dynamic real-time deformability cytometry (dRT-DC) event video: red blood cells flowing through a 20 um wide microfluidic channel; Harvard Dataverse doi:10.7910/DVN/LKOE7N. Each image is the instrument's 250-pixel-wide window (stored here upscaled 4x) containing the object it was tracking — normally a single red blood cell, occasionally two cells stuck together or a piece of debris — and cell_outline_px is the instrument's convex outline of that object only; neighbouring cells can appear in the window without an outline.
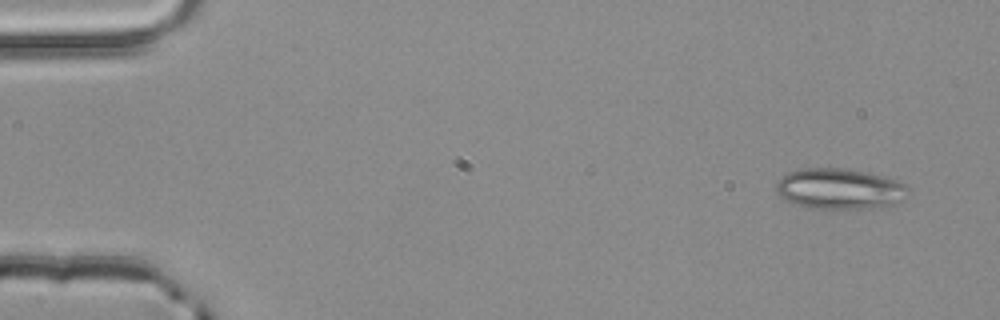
{"species": "common noctule bat (a hibernating species)", "species_latin": "Nyctalus noctula", "temperature_condition": "room temperature", "stored_images_in_passage": 4, "camera_frame_rate_fps": 3000, "um_per_image_px": 0.085, "animal": {"sex": "male", "body_mass_g": 20.4}, "frame": {"image": 1, "passage_image": 1, "time_ms": 0.0, "image_size_px": [1000, 320], "cell_outline_px": [[908, 188], [900, 200], [892, 204], [868, 208], [808, 208], [792, 204], [780, 196], [776, 188], [776, 184], [780, 176], [788, 172], [804, 168], [840, 168], [864, 172], [884, 176], [896, 180], [904, 184]], "centroid_in_image_um": [71.28, 16.04], "position_along_channel_um": 13.7, "area_um2": 30.92}}